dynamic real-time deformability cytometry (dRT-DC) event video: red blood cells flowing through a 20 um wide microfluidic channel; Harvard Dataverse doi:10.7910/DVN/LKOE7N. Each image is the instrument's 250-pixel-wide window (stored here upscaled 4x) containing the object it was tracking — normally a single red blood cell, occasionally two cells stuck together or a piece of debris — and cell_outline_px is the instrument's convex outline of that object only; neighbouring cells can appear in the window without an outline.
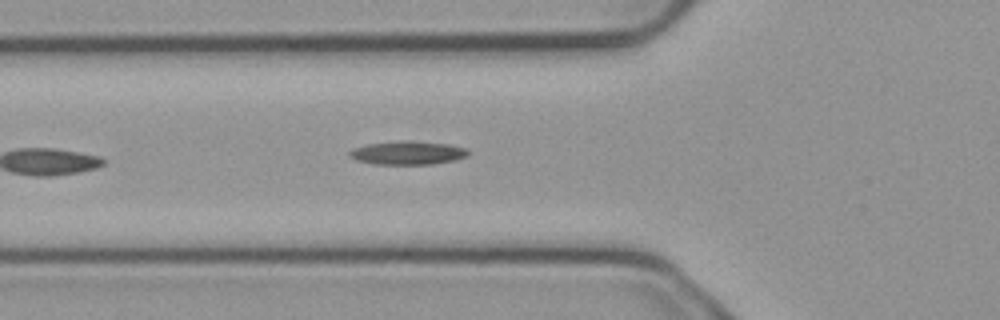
{"species": "common noctule bat (a hibernating species)", "species_latin": "Nyctalus noctula", "temperature_condition": "cold", "stored_images_in_passage": 6, "camera_frame_rate_fps": 3000, "um_per_image_px": 0.085, "animal": {"sex": "male", "body_mass_g": 23.1, "forearm_length_mm": 52.7}, "frame": {"image": 1, "passage_image": 6, "time_ms": 1.667, "image_size_px": [1000, 320], "cell_outline_px": [[468, 152], [464, 156], [456, 160], [432, 164], [376, 164], [356, 160], [348, 156], [348, 152], [352, 148], [368, 144], [448, 144], [468, 148]], "centroid_in_image_um": [34.62, 13.06], "position_along_channel_um": 91.2, "area_um2": 15.03}}